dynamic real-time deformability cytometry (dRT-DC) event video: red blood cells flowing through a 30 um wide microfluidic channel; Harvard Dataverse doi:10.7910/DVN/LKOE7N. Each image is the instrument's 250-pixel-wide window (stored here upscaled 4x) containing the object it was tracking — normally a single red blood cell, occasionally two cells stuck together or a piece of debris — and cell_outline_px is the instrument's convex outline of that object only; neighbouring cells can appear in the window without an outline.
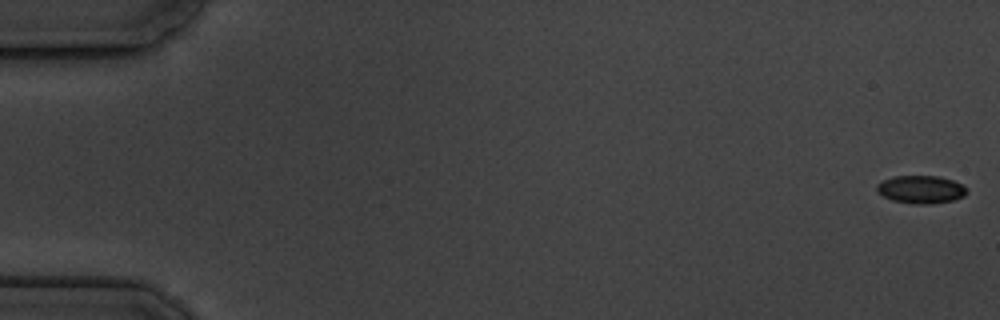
{"species": "common noctule bat (a hibernating species)", "species_latin": "Nyctalus noctula", "temperature_condition": "cold", "stored_images_in_passage": 6, "camera_frame_rate_fps": 3000, "um_per_image_px": 0.085, "animal": {"sex": "male", "body_mass_g": 19.5, "forearm_length_mm": 54.6}, "frame": {"image": 1, "passage_image": 1, "time_ms": 0.0, "image_size_px": [1000, 320], "cell_outline_px": [[968, 192], [964, 196], [952, 200], [932, 204], [912, 204], [892, 200], [876, 192], [876, 184], [892, 176], [940, 176], [952, 180], [968, 188]], "centroid_in_image_um": [78.27, 16.1], "position_along_channel_um": 6.7, "area_um2": 14.74}}
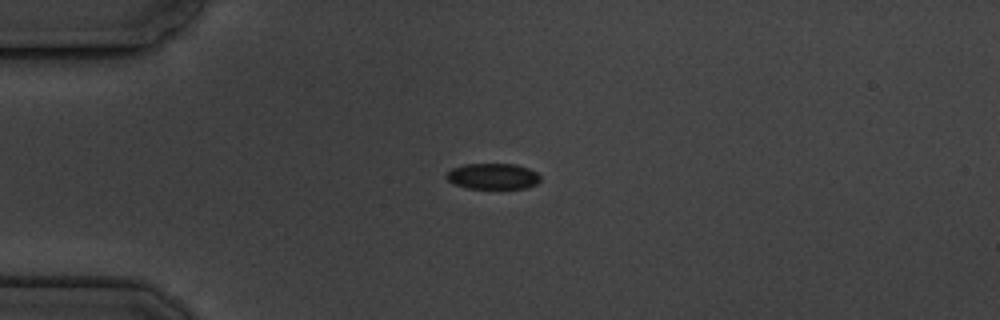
{"frame": {"image": 2, "passage_image": 5, "time_ms": 4.667, "image_size_px": [1000, 320], "cell_outline_px": [[540, 180], [536, 184], [528, 188], [468, 188], [452, 184], [444, 176], [452, 168], [464, 164], [516, 164], [528, 168], [536, 172], [540, 176]], "centroid_in_image_um": [41.88, 14.98], "position_along_channel_um": 43.1, "area_um2": 14.22}}